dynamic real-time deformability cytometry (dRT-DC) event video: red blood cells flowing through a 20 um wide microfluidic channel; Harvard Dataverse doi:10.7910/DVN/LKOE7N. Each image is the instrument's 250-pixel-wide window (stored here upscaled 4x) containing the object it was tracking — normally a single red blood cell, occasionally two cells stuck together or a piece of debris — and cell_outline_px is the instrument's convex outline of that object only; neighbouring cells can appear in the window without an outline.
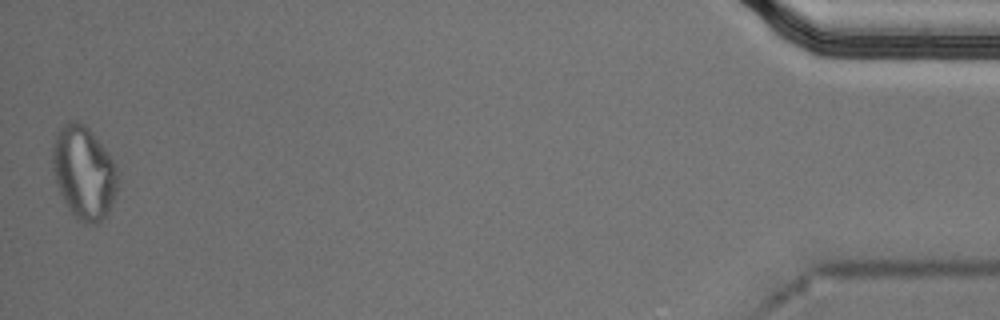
{"species": "Egyptian fruit bat (a non-hibernating species)", "species_latin": "Rousettus aegyptiacus", "temperature_condition": "cold", "stored_images_in_passage": 54, "segment_of_instrument_passage": [2, 2], "camera_frame_rate_fps": 3000, "um_per_image_px": 0.085, "animal": {"sex": "male"}, "frame": {"image": 1, "passage_image": 54, "time_ms": 17.667, "image_size_px": [1000, 320], "cell_outline_px": [[120, 172], [116, 192], [112, 204], [108, 212], [96, 224], [84, 224], [76, 220], [68, 208], [56, 184], [52, 168], [52, 148], [56, 136], [60, 128], [68, 120], [76, 120], [84, 124], [92, 132], [108, 152], [116, 164]], "centroid_in_image_um": [7.14, 14.67], "position_along_channel_um": 428.1, "area_um2": 35.72}}